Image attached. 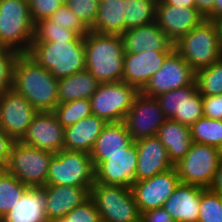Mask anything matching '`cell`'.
Wrapping results in <instances>:
<instances>
[{
  "label": "cell",
  "instance_id": "cell-1",
  "mask_svg": "<svg viewBox=\"0 0 222 222\" xmlns=\"http://www.w3.org/2000/svg\"><path fill=\"white\" fill-rule=\"evenodd\" d=\"M11 89L38 112L54 111L58 105V79L28 53L18 54L15 59Z\"/></svg>",
  "mask_w": 222,
  "mask_h": 222
},
{
  "label": "cell",
  "instance_id": "cell-2",
  "mask_svg": "<svg viewBox=\"0 0 222 222\" xmlns=\"http://www.w3.org/2000/svg\"><path fill=\"white\" fill-rule=\"evenodd\" d=\"M86 69L100 82L123 81L124 45L121 35L89 31L84 36Z\"/></svg>",
  "mask_w": 222,
  "mask_h": 222
},
{
  "label": "cell",
  "instance_id": "cell-3",
  "mask_svg": "<svg viewBox=\"0 0 222 222\" xmlns=\"http://www.w3.org/2000/svg\"><path fill=\"white\" fill-rule=\"evenodd\" d=\"M28 54L57 79L86 69L84 37L79 35L73 41L32 42Z\"/></svg>",
  "mask_w": 222,
  "mask_h": 222
},
{
  "label": "cell",
  "instance_id": "cell-4",
  "mask_svg": "<svg viewBox=\"0 0 222 222\" xmlns=\"http://www.w3.org/2000/svg\"><path fill=\"white\" fill-rule=\"evenodd\" d=\"M35 24L28 0H0V45L18 54L29 53Z\"/></svg>",
  "mask_w": 222,
  "mask_h": 222
},
{
  "label": "cell",
  "instance_id": "cell-5",
  "mask_svg": "<svg viewBox=\"0 0 222 222\" xmlns=\"http://www.w3.org/2000/svg\"><path fill=\"white\" fill-rule=\"evenodd\" d=\"M174 47L195 72L222 57L217 24L207 19L182 37Z\"/></svg>",
  "mask_w": 222,
  "mask_h": 222
},
{
  "label": "cell",
  "instance_id": "cell-6",
  "mask_svg": "<svg viewBox=\"0 0 222 222\" xmlns=\"http://www.w3.org/2000/svg\"><path fill=\"white\" fill-rule=\"evenodd\" d=\"M95 182V167L89 153L62 149L52 157L46 185L84 187Z\"/></svg>",
  "mask_w": 222,
  "mask_h": 222
},
{
  "label": "cell",
  "instance_id": "cell-7",
  "mask_svg": "<svg viewBox=\"0 0 222 222\" xmlns=\"http://www.w3.org/2000/svg\"><path fill=\"white\" fill-rule=\"evenodd\" d=\"M54 154L16 141L4 169L28 187L42 188L46 185Z\"/></svg>",
  "mask_w": 222,
  "mask_h": 222
},
{
  "label": "cell",
  "instance_id": "cell-8",
  "mask_svg": "<svg viewBox=\"0 0 222 222\" xmlns=\"http://www.w3.org/2000/svg\"><path fill=\"white\" fill-rule=\"evenodd\" d=\"M90 198L96 205L101 221L135 222L141 217L130 187L94 182Z\"/></svg>",
  "mask_w": 222,
  "mask_h": 222
},
{
  "label": "cell",
  "instance_id": "cell-9",
  "mask_svg": "<svg viewBox=\"0 0 222 222\" xmlns=\"http://www.w3.org/2000/svg\"><path fill=\"white\" fill-rule=\"evenodd\" d=\"M220 162L218 148L193 142L185 157L174 167L181 183L209 189Z\"/></svg>",
  "mask_w": 222,
  "mask_h": 222
},
{
  "label": "cell",
  "instance_id": "cell-10",
  "mask_svg": "<svg viewBox=\"0 0 222 222\" xmlns=\"http://www.w3.org/2000/svg\"><path fill=\"white\" fill-rule=\"evenodd\" d=\"M139 91L124 81L100 83L90 97L92 115L102 118L107 123L121 122L132 107Z\"/></svg>",
  "mask_w": 222,
  "mask_h": 222
},
{
  "label": "cell",
  "instance_id": "cell-11",
  "mask_svg": "<svg viewBox=\"0 0 222 222\" xmlns=\"http://www.w3.org/2000/svg\"><path fill=\"white\" fill-rule=\"evenodd\" d=\"M95 167V182L130 187L136 182L138 151L133 141L117 155H90Z\"/></svg>",
  "mask_w": 222,
  "mask_h": 222
},
{
  "label": "cell",
  "instance_id": "cell-12",
  "mask_svg": "<svg viewBox=\"0 0 222 222\" xmlns=\"http://www.w3.org/2000/svg\"><path fill=\"white\" fill-rule=\"evenodd\" d=\"M195 79L196 72L174 49L166 57L161 69L151 76L140 92L145 96L157 97L175 89L191 86Z\"/></svg>",
  "mask_w": 222,
  "mask_h": 222
},
{
  "label": "cell",
  "instance_id": "cell-13",
  "mask_svg": "<svg viewBox=\"0 0 222 222\" xmlns=\"http://www.w3.org/2000/svg\"><path fill=\"white\" fill-rule=\"evenodd\" d=\"M166 117L156 97L139 92L123 122L133 141L156 136Z\"/></svg>",
  "mask_w": 222,
  "mask_h": 222
},
{
  "label": "cell",
  "instance_id": "cell-14",
  "mask_svg": "<svg viewBox=\"0 0 222 222\" xmlns=\"http://www.w3.org/2000/svg\"><path fill=\"white\" fill-rule=\"evenodd\" d=\"M180 183L175 167L151 178L133 183L131 190L139 212L143 213L163 207Z\"/></svg>",
  "mask_w": 222,
  "mask_h": 222
},
{
  "label": "cell",
  "instance_id": "cell-15",
  "mask_svg": "<svg viewBox=\"0 0 222 222\" xmlns=\"http://www.w3.org/2000/svg\"><path fill=\"white\" fill-rule=\"evenodd\" d=\"M37 110L12 89L0 95V127L15 141L26 134Z\"/></svg>",
  "mask_w": 222,
  "mask_h": 222
},
{
  "label": "cell",
  "instance_id": "cell-16",
  "mask_svg": "<svg viewBox=\"0 0 222 222\" xmlns=\"http://www.w3.org/2000/svg\"><path fill=\"white\" fill-rule=\"evenodd\" d=\"M65 128L53 111H39L20 142L42 150L58 153L64 146Z\"/></svg>",
  "mask_w": 222,
  "mask_h": 222
},
{
  "label": "cell",
  "instance_id": "cell-17",
  "mask_svg": "<svg viewBox=\"0 0 222 222\" xmlns=\"http://www.w3.org/2000/svg\"><path fill=\"white\" fill-rule=\"evenodd\" d=\"M203 20L205 17L196 8L176 7L157 1L155 23L174 44Z\"/></svg>",
  "mask_w": 222,
  "mask_h": 222
},
{
  "label": "cell",
  "instance_id": "cell-18",
  "mask_svg": "<svg viewBox=\"0 0 222 222\" xmlns=\"http://www.w3.org/2000/svg\"><path fill=\"white\" fill-rule=\"evenodd\" d=\"M170 53L153 50L139 54L124 53L123 81L140 92L151 76L161 69Z\"/></svg>",
  "mask_w": 222,
  "mask_h": 222
},
{
  "label": "cell",
  "instance_id": "cell-19",
  "mask_svg": "<svg viewBox=\"0 0 222 222\" xmlns=\"http://www.w3.org/2000/svg\"><path fill=\"white\" fill-rule=\"evenodd\" d=\"M138 151L136 181L148 179L173 168L167 149L157 136H150L135 141Z\"/></svg>",
  "mask_w": 222,
  "mask_h": 222
},
{
  "label": "cell",
  "instance_id": "cell-20",
  "mask_svg": "<svg viewBox=\"0 0 222 222\" xmlns=\"http://www.w3.org/2000/svg\"><path fill=\"white\" fill-rule=\"evenodd\" d=\"M124 53L172 52L175 44L154 22L127 29L122 35Z\"/></svg>",
  "mask_w": 222,
  "mask_h": 222
},
{
  "label": "cell",
  "instance_id": "cell-21",
  "mask_svg": "<svg viewBox=\"0 0 222 222\" xmlns=\"http://www.w3.org/2000/svg\"><path fill=\"white\" fill-rule=\"evenodd\" d=\"M42 188L47 199L45 214L49 222L61 220L90 198V191L84 187L45 185Z\"/></svg>",
  "mask_w": 222,
  "mask_h": 222
},
{
  "label": "cell",
  "instance_id": "cell-22",
  "mask_svg": "<svg viewBox=\"0 0 222 222\" xmlns=\"http://www.w3.org/2000/svg\"><path fill=\"white\" fill-rule=\"evenodd\" d=\"M203 187L180 183L163 208L175 222H198Z\"/></svg>",
  "mask_w": 222,
  "mask_h": 222
},
{
  "label": "cell",
  "instance_id": "cell-23",
  "mask_svg": "<svg viewBox=\"0 0 222 222\" xmlns=\"http://www.w3.org/2000/svg\"><path fill=\"white\" fill-rule=\"evenodd\" d=\"M107 124L95 115L82 118L65 128L63 149L91 153L97 138Z\"/></svg>",
  "mask_w": 222,
  "mask_h": 222
},
{
  "label": "cell",
  "instance_id": "cell-24",
  "mask_svg": "<svg viewBox=\"0 0 222 222\" xmlns=\"http://www.w3.org/2000/svg\"><path fill=\"white\" fill-rule=\"evenodd\" d=\"M43 188L29 187L0 222H49Z\"/></svg>",
  "mask_w": 222,
  "mask_h": 222
},
{
  "label": "cell",
  "instance_id": "cell-25",
  "mask_svg": "<svg viewBox=\"0 0 222 222\" xmlns=\"http://www.w3.org/2000/svg\"><path fill=\"white\" fill-rule=\"evenodd\" d=\"M156 136L167 149L173 166L185 157L193 144L190 127L172 119L164 121Z\"/></svg>",
  "mask_w": 222,
  "mask_h": 222
},
{
  "label": "cell",
  "instance_id": "cell-26",
  "mask_svg": "<svg viewBox=\"0 0 222 222\" xmlns=\"http://www.w3.org/2000/svg\"><path fill=\"white\" fill-rule=\"evenodd\" d=\"M100 82L84 69L73 75L58 79V104L77 99H90Z\"/></svg>",
  "mask_w": 222,
  "mask_h": 222
},
{
  "label": "cell",
  "instance_id": "cell-27",
  "mask_svg": "<svg viewBox=\"0 0 222 222\" xmlns=\"http://www.w3.org/2000/svg\"><path fill=\"white\" fill-rule=\"evenodd\" d=\"M90 31L122 35L126 31L123 0H101L97 17Z\"/></svg>",
  "mask_w": 222,
  "mask_h": 222
},
{
  "label": "cell",
  "instance_id": "cell-28",
  "mask_svg": "<svg viewBox=\"0 0 222 222\" xmlns=\"http://www.w3.org/2000/svg\"><path fill=\"white\" fill-rule=\"evenodd\" d=\"M133 142L123 121L107 123L90 155H117Z\"/></svg>",
  "mask_w": 222,
  "mask_h": 222
},
{
  "label": "cell",
  "instance_id": "cell-29",
  "mask_svg": "<svg viewBox=\"0 0 222 222\" xmlns=\"http://www.w3.org/2000/svg\"><path fill=\"white\" fill-rule=\"evenodd\" d=\"M158 0H123L126 30L155 21Z\"/></svg>",
  "mask_w": 222,
  "mask_h": 222
},
{
  "label": "cell",
  "instance_id": "cell-30",
  "mask_svg": "<svg viewBox=\"0 0 222 222\" xmlns=\"http://www.w3.org/2000/svg\"><path fill=\"white\" fill-rule=\"evenodd\" d=\"M28 188L4 168L0 169V220L14 207Z\"/></svg>",
  "mask_w": 222,
  "mask_h": 222
},
{
  "label": "cell",
  "instance_id": "cell-31",
  "mask_svg": "<svg viewBox=\"0 0 222 222\" xmlns=\"http://www.w3.org/2000/svg\"><path fill=\"white\" fill-rule=\"evenodd\" d=\"M190 131L195 143L206 144L218 149L222 146V120L203 116L190 127Z\"/></svg>",
  "mask_w": 222,
  "mask_h": 222
},
{
  "label": "cell",
  "instance_id": "cell-32",
  "mask_svg": "<svg viewBox=\"0 0 222 222\" xmlns=\"http://www.w3.org/2000/svg\"><path fill=\"white\" fill-rule=\"evenodd\" d=\"M195 82L202 96L222 94V57L208 67L197 70Z\"/></svg>",
  "mask_w": 222,
  "mask_h": 222
},
{
  "label": "cell",
  "instance_id": "cell-33",
  "mask_svg": "<svg viewBox=\"0 0 222 222\" xmlns=\"http://www.w3.org/2000/svg\"><path fill=\"white\" fill-rule=\"evenodd\" d=\"M63 128L74 125L82 118L92 115L90 99H77L60 103L53 111Z\"/></svg>",
  "mask_w": 222,
  "mask_h": 222
},
{
  "label": "cell",
  "instance_id": "cell-34",
  "mask_svg": "<svg viewBox=\"0 0 222 222\" xmlns=\"http://www.w3.org/2000/svg\"><path fill=\"white\" fill-rule=\"evenodd\" d=\"M77 36L76 32L61 27L55 21L46 18L35 24L33 42L73 41Z\"/></svg>",
  "mask_w": 222,
  "mask_h": 222
},
{
  "label": "cell",
  "instance_id": "cell-35",
  "mask_svg": "<svg viewBox=\"0 0 222 222\" xmlns=\"http://www.w3.org/2000/svg\"><path fill=\"white\" fill-rule=\"evenodd\" d=\"M204 116L202 95L197 90L196 82L184 87L183 125L191 127Z\"/></svg>",
  "mask_w": 222,
  "mask_h": 222
},
{
  "label": "cell",
  "instance_id": "cell-36",
  "mask_svg": "<svg viewBox=\"0 0 222 222\" xmlns=\"http://www.w3.org/2000/svg\"><path fill=\"white\" fill-rule=\"evenodd\" d=\"M166 119H172L183 125L184 87L156 97Z\"/></svg>",
  "mask_w": 222,
  "mask_h": 222
},
{
  "label": "cell",
  "instance_id": "cell-37",
  "mask_svg": "<svg viewBox=\"0 0 222 222\" xmlns=\"http://www.w3.org/2000/svg\"><path fill=\"white\" fill-rule=\"evenodd\" d=\"M198 222H222V197L204 189L200 198Z\"/></svg>",
  "mask_w": 222,
  "mask_h": 222
},
{
  "label": "cell",
  "instance_id": "cell-38",
  "mask_svg": "<svg viewBox=\"0 0 222 222\" xmlns=\"http://www.w3.org/2000/svg\"><path fill=\"white\" fill-rule=\"evenodd\" d=\"M49 19L55 21L61 27L76 32L79 36L84 37L90 29L79 19L72 10L66 5L62 4Z\"/></svg>",
  "mask_w": 222,
  "mask_h": 222
},
{
  "label": "cell",
  "instance_id": "cell-39",
  "mask_svg": "<svg viewBox=\"0 0 222 222\" xmlns=\"http://www.w3.org/2000/svg\"><path fill=\"white\" fill-rule=\"evenodd\" d=\"M99 0H68L67 6L91 29L98 14Z\"/></svg>",
  "mask_w": 222,
  "mask_h": 222
},
{
  "label": "cell",
  "instance_id": "cell-40",
  "mask_svg": "<svg viewBox=\"0 0 222 222\" xmlns=\"http://www.w3.org/2000/svg\"><path fill=\"white\" fill-rule=\"evenodd\" d=\"M18 53L0 45V95L11 89L12 71Z\"/></svg>",
  "mask_w": 222,
  "mask_h": 222
},
{
  "label": "cell",
  "instance_id": "cell-41",
  "mask_svg": "<svg viewBox=\"0 0 222 222\" xmlns=\"http://www.w3.org/2000/svg\"><path fill=\"white\" fill-rule=\"evenodd\" d=\"M62 222H100L99 212L91 198L72 209L62 219Z\"/></svg>",
  "mask_w": 222,
  "mask_h": 222
},
{
  "label": "cell",
  "instance_id": "cell-42",
  "mask_svg": "<svg viewBox=\"0 0 222 222\" xmlns=\"http://www.w3.org/2000/svg\"><path fill=\"white\" fill-rule=\"evenodd\" d=\"M31 18L36 24L49 18L62 4L58 0H28Z\"/></svg>",
  "mask_w": 222,
  "mask_h": 222
},
{
  "label": "cell",
  "instance_id": "cell-43",
  "mask_svg": "<svg viewBox=\"0 0 222 222\" xmlns=\"http://www.w3.org/2000/svg\"><path fill=\"white\" fill-rule=\"evenodd\" d=\"M204 117L222 120V94L202 96Z\"/></svg>",
  "mask_w": 222,
  "mask_h": 222
},
{
  "label": "cell",
  "instance_id": "cell-44",
  "mask_svg": "<svg viewBox=\"0 0 222 222\" xmlns=\"http://www.w3.org/2000/svg\"><path fill=\"white\" fill-rule=\"evenodd\" d=\"M16 141L10 137L1 127H0V167L4 168L7 164L11 148Z\"/></svg>",
  "mask_w": 222,
  "mask_h": 222
},
{
  "label": "cell",
  "instance_id": "cell-45",
  "mask_svg": "<svg viewBox=\"0 0 222 222\" xmlns=\"http://www.w3.org/2000/svg\"><path fill=\"white\" fill-rule=\"evenodd\" d=\"M140 218L143 222H175L163 207L143 212Z\"/></svg>",
  "mask_w": 222,
  "mask_h": 222
},
{
  "label": "cell",
  "instance_id": "cell-46",
  "mask_svg": "<svg viewBox=\"0 0 222 222\" xmlns=\"http://www.w3.org/2000/svg\"><path fill=\"white\" fill-rule=\"evenodd\" d=\"M196 9L206 17L214 7V0H195Z\"/></svg>",
  "mask_w": 222,
  "mask_h": 222
},
{
  "label": "cell",
  "instance_id": "cell-47",
  "mask_svg": "<svg viewBox=\"0 0 222 222\" xmlns=\"http://www.w3.org/2000/svg\"><path fill=\"white\" fill-rule=\"evenodd\" d=\"M211 191L222 194V161L216 170L215 178L209 188Z\"/></svg>",
  "mask_w": 222,
  "mask_h": 222
},
{
  "label": "cell",
  "instance_id": "cell-48",
  "mask_svg": "<svg viewBox=\"0 0 222 222\" xmlns=\"http://www.w3.org/2000/svg\"><path fill=\"white\" fill-rule=\"evenodd\" d=\"M205 19L211 21L222 19V0H214L213 10L205 17Z\"/></svg>",
  "mask_w": 222,
  "mask_h": 222
},
{
  "label": "cell",
  "instance_id": "cell-49",
  "mask_svg": "<svg viewBox=\"0 0 222 222\" xmlns=\"http://www.w3.org/2000/svg\"><path fill=\"white\" fill-rule=\"evenodd\" d=\"M165 4L182 6L187 8H196L195 0H162Z\"/></svg>",
  "mask_w": 222,
  "mask_h": 222
},
{
  "label": "cell",
  "instance_id": "cell-50",
  "mask_svg": "<svg viewBox=\"0 0 222 222\" xmlns=\"http://www.w3.org/2000/svg\"><path fill=\"white\" fill-rule=\"evenodd\" d=\"M218 27V31H219V45H220V49L222 52V19L215 21Z\"/></svg>",
  "mask_w": 222,
  "mask_h": 222
},
{
  "label": "cell",
  "instance_id": "cell-51",
  "mask_svg": "<svg viewBox=\"0 0 222 222\" xmlns=\"http://www.w3.org/2000/svg\"><path fill=\"white\" fill-rule=\"evenodd\" d=\"M219 153H220V159L222 161V146L219 148Z\"/></svg>",
  "mask_w": 222,
  "mask_h": 222
},
{
  "label": "cell",
  "instance_id": "cell-52",
  "mask_svg": "<svg viewBox=\"0 0 222 222\" xmlns=\"http://www.w3.org/2000/svg\"><path fill=\"white\" fill-rule=\"evenodd\" d=\"M61 2V4H67L68 0H58Z\"/></svg>",
  "mask_w": 222,
  "mask_h": 222
},
{
  "label": "cell",
  "instance_id": "cell-53",
  "mask_svg": "<svg viewBox=\"0 0 222 222\" xmlns=\"http://www.w3.org/2000/svg\"><path fill=\"white\" fill-rule=\"evenodd\" d=\"M135 222H143V220L141 218H139L137 221Z\"/></svg>",
  "mask_w": 222,
  "mask_h": 222
},
{
  "label": "cell",
  "instance_id": "cell-54",
  "mask_svg": "<svg viewBox=\"0 0 222 222\" xmlns=\"http://www.w3.org/2000/svg\"><path fill=\"white\" fill-rule=\"evenodd\" d=\"M50 222H62L61 220H54V221H50Z\"/></svg>",
  "mask_w": 222,
  "mask_h": 222
}]
</instances>
